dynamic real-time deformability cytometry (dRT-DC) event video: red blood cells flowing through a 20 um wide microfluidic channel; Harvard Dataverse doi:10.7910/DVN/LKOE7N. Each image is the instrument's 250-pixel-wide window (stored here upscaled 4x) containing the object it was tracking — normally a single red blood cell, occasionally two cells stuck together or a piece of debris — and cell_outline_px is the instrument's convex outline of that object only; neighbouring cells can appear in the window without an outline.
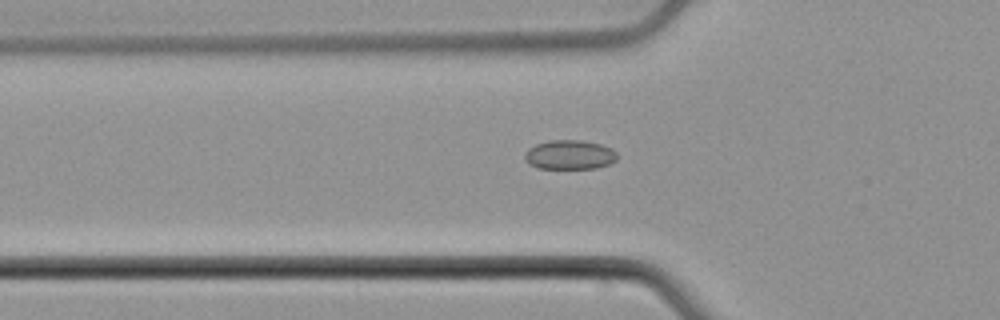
{"species": "common noctule bat (a hibernating species)", "species_latin": "Nyctalus noctula", "temperature_condition": "cold", "stored_images_in_passage": 42, "camera_frame_rate_fps": 3000, "um_per_image_px": 0.085, "animal": {"sex": "male", "body_mass_g": 21.5, "forearm_length_mm": 52.0}, "frame": {"image": 1, "passage_image": 6, "time_ms": 1.667, "image_size_px": [1000, 320], "cell_outline_px": [[616, 160], [608, 164], [596, 168], [536, 168], [528, 164], [524, 160], [524, 156], [528, 148], [536, 144], [548, 140], [584, 140], [600, 144], [612, 148], [616, 152]], "centroid_in_image_um": [48.39, 13.15], "position_along_channel_um": 77.4, "area_um2": 15.9}}
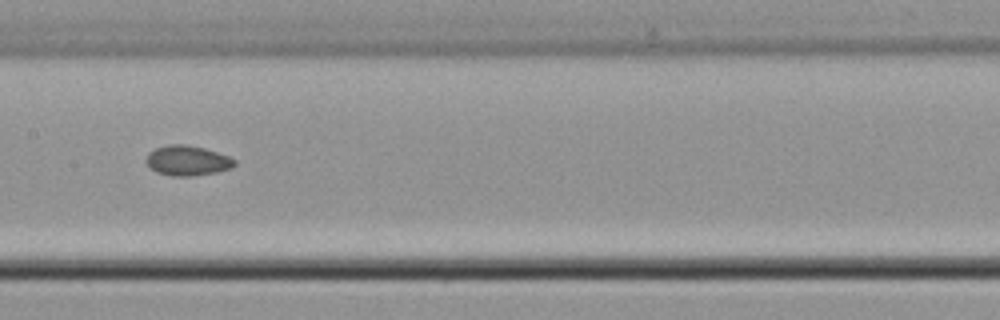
{"frame": {"image": 2, "passage_image": 15, "time_ms": 4.667, "image_size_px": [1000, 320], "cell_outline_px": [[236, 164], [232, 168], [216, 172], [192, 176], [172, 176], [156, 172], [144, 160], [148, 152], [156, 148], [168, 144], [184, 144], [204, 148], [228, 156], [236, 160]], "centroid_in_image_um": [15.92, 13.65], "position_along_channel_um": 191.5, "area_um2": 15.49}}
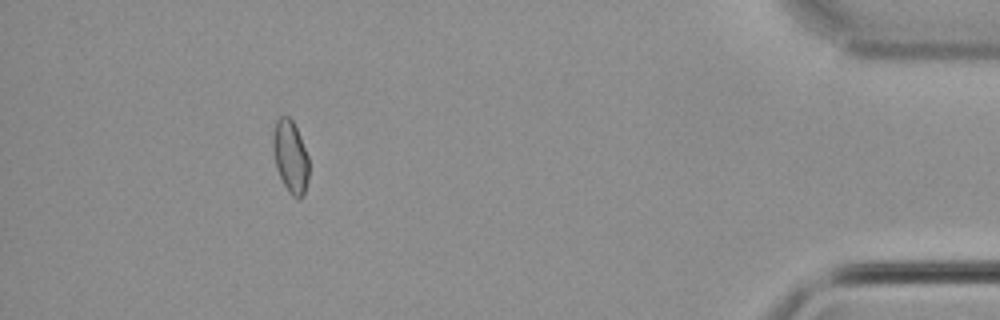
{"frame": {"image": 3, "passage_image": 37, "time_ms": 12.0, "image_size_px": [1000, 320], "cell_outline_px": [[308, 180], [304, 196], [300, 200], [292, 196], [288, 192], [280, 176], [276, 164], [272, 144], [272, 136], [276, 120], [280, 116], [288, 116], [292, 120], [300, 136], [308, 156]], "centroid_in_image_um": [24.69, 13.33], "position_along_channel_um": 410.5, "area_um2": 15.14}, "authors_computed_cell_mechanics": {"area_um2": 15.4326, "velocity_mm_per_s": 3.7919, "shape_relaxation_time_tau1_ms": 5.8883, "shape_relaxation_time_tau2_ms": null, "deformation_change_tau1": 0.0431, "deformation_change_tau2": null}}